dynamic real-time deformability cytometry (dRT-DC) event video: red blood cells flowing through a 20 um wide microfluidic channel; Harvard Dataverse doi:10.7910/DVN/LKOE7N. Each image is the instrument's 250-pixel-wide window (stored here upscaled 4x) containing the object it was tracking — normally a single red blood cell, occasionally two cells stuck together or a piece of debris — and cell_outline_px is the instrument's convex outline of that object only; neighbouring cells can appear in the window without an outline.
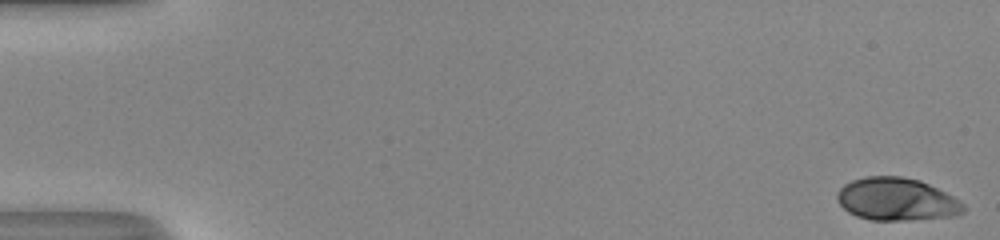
{"species": "human", "species_latin": "Homo sapiens", "temperature_condition": "room temperature", "stored_images_in_passage": 51, "camera_frame_rate_fps": 3000, "um_per_image_px": 0.085, "donor": {"sex": "male"}, "frame": {"image": 1, "passage_image": 1, "time_ms": 0.0, "image_size_px": [1000, 240], "cell_outline_px": [[964, 212], [956, 216], [908, 220], [872, 220], [856, 216], [848, 212], [840, 204], [836, 196], [840, 188], [844, 184], [852, 180], [868, 176], [900, 176], [920, 180], [952, 196], [964, 204]], "centroid_in_image_um": [76.2, 16.94], "position_along_channel_um": 8.8, "area_um2": 31.33}}
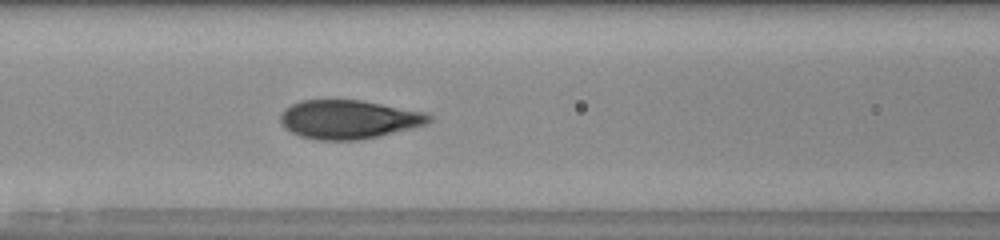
{"frame": {"image": 2, "passage_image": 23, "time_ms": 7.333, "image_size_px": [1000, 240], "cell_outline_px": [[432, 120], [428, 124], [380, 136], [360, 140], [316, 140], [300, 136], [284, 128], [280, 124], [280, 116], [284, 108], [300, 100], [360, 100], [424, 112], [432, 116]], "centroid_in_image_um": [29.61, 10.16], "position_along_channel_um": 137.0, "area_um2": 33.7}}
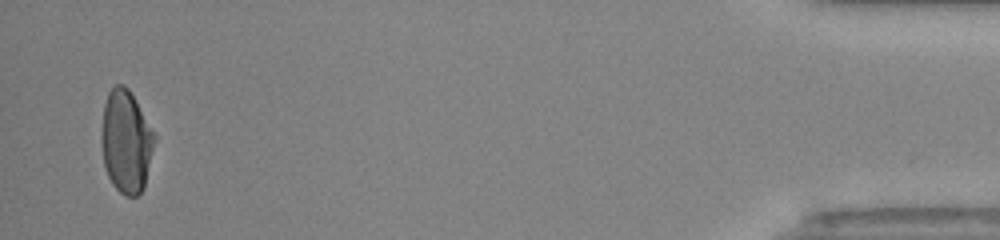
{"frame": {"image": 3, "passage_image": 50, "time_ms": 16.333, "image_size_px": [1000, 240], "cell_outline_px": [[156, 140], [144, 188], [136, 196], [124, 196], [112, 184], [104, 168], [100, 140], [100, 136], [104, 104], [108, 92], [116, 84], [120, 84], [128, 88], [156, 136]], "centroid_in_image_um": [10.7, 12.06], "position_along_channel_um": 424.5, "area_um2": 31.96}, "authors_computed_cell_mechanics": {"area_um2": 32.1946, "velocity_mm_per_s": 4.1256, "shape_relaxation_time_tau1_ms": 4.8739, "shape_relaxation_time_tau2_ms": null, "deformation_change_tau1": 0.2025, "deformation_change_tau2": null}}